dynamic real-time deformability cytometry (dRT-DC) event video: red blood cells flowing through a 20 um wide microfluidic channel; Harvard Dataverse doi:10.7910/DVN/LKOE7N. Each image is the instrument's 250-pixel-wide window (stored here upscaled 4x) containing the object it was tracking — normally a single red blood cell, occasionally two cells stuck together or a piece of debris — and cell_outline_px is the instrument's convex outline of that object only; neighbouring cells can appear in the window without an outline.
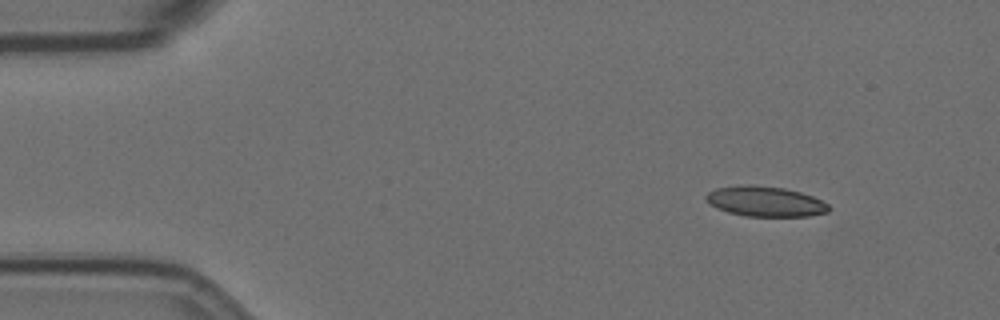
{"species": "Egyptian fruit bat (a non-hibernating species)", "species_latin": "Rousettus aegyptiacus", "temperature_condition": "room temperature", "stored_images_in_passage": 24, "camera_frame_rate_fps": 3000, "um_per_image_px": 0.085, "animal": {"sex": "female"}, "frame": {"image": 1, "passage_image": 1, "time_ms": 0.0, "image_size_px": [1000, 320], "cell_outline_px": [[832, 208], [828, 212], [808, 216], [744, 216], [728, 212], [716, 208], [704, 200], [704, 196], [708, 192], [716, 188], [740, 184], [752, 184], [784, 188], [800, 192], [812, 196], [828, 204]], "centroid_in_image_um": [65.01, 17.11], "position_along_channel_um": 20.0, "area_um2": 21.85}}
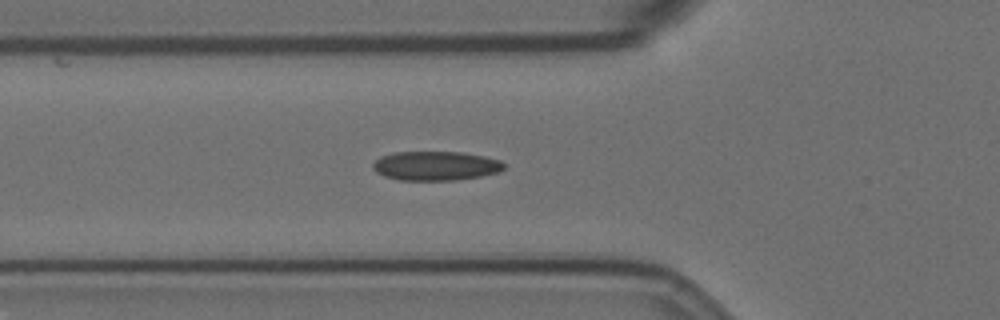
{"frame": {"image": 2, "passage_image": 14, "time_ms": 4.333, "image_size_px": [1000, 320], "cell_outline_px": [[504, 168], [496, 172], [480, 176], [456, 180], [400, 180], [384, 176], [376, 172], [372, 168], [372, 164], [380, 156], [392, 152], [460, 152], [484, 156], [500, 160], [504, 164]], "centroid_in_image_um": [36.98, 14.09], "position_along_channel_um": 88.8, "area_um2": 22.25}}
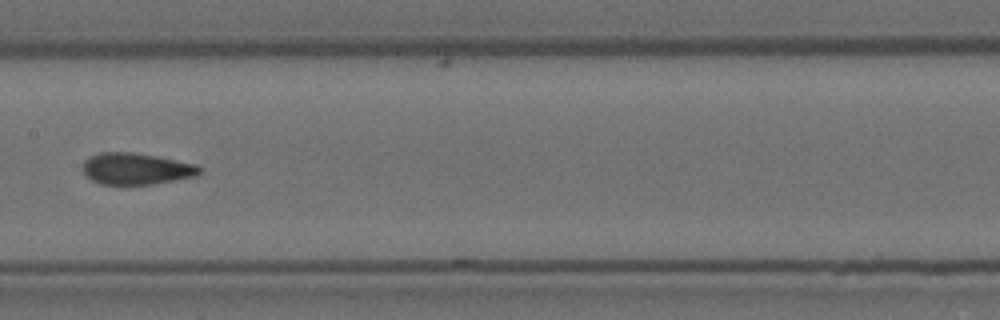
{"frame": {"image": 3, "passage_image": 23, "time_ms": 7.333, "image_size_px": [1000, 320], "cell_outline_px": [[200, 172], [196, 176], [176, 180], [152, 184], [100, 184], [92, 180], [84, 172], [84, 160], [88, 156], [100, 152], [132, 152], [156, 156], [196, 164], [200, 168]], "centroid_in_image_um": [11.57, 14.34], "position_along_channel_um": 195.8, "area_um2": 21.33}}